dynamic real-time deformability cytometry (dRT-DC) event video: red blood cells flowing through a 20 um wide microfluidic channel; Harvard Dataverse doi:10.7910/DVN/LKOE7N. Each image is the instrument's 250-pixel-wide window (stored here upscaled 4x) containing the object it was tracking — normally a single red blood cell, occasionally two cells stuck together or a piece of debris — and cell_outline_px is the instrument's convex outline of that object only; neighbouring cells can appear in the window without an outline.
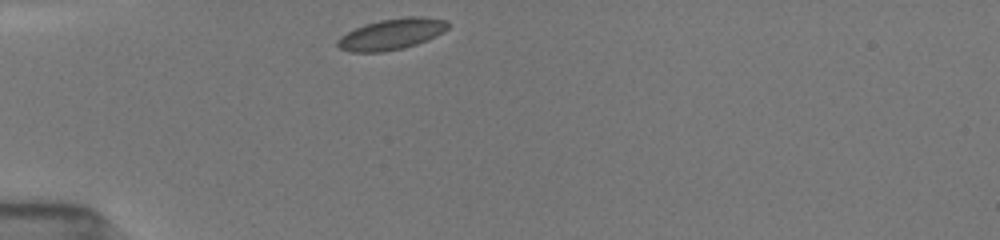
{"species": "common noctule bat (a hibernating species)", "species_latin": "Nyctalus noctula", "temperature_condition": "room temperature", "stored_images_in_passage": 7, "camera_frame_rate_fps": 3000, "um_per_image_px": 0.085, "animal": {"sex": "female", "body_mass_g": 19.5, "forearm_length_mm": 54.1}, "frame": {"image": 1, "passage_image": 1, "time_ms": 0.0, "image_size_px": [1000, 240], "cell_outline_px": [[452, 24], [444, 32], [416, 44], [404, 48], [380, 52], [352, 52], [340, 48], [336, 44], [336, 40], [340, 36], [364, 24], [380, 20], [408, 16], [420, 16], [448, 20]], "centroid_in_image_um": [33.31, 2.89], "position_along_channel_um": 51.7, "area_um2": 20.0}}
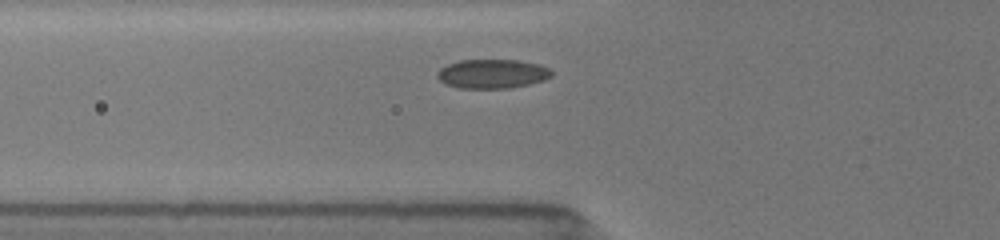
{"frame": {"image": 2, "passage_image": 5, "time_ms": 1.333, "image_size_px": [1000, 240], "cell_outline_px": [[552, 76], [544, 80], [528, 84], [508, 88], [460, 88], [444, 84], [436, 76], [436, 72], [440, 68], [448, 64], [460, 60], [520, 60], [540, 64], [548, 68], [552, 72]], "centroid_in_image_um": [41.83, 6.27], "position_along_channel_um": 84.0, "area_um2": 19.48}}
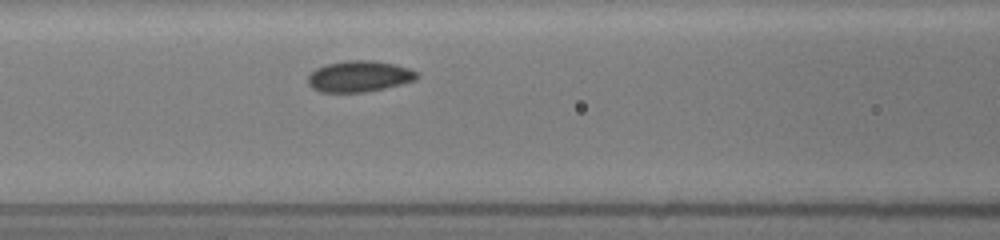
{"frame": {"image": 3, "passage_image": 7, "time_ms": 2.0, "image_size_px": [1000, 240], "cell_outline_px": [[420, 76], [416, 80], [384, 88], [364, 92], [320, 92], [312, 88], [308, 84], [308, 76], [316, 68], [324, 64], [348, 60], [372, 60], [396, 64], [408, 68], [416, 72]], "centroid_in_image_um": [30.52, 6.48], "position_along_channel_um": 136.1, "area_um2": 19.83}}